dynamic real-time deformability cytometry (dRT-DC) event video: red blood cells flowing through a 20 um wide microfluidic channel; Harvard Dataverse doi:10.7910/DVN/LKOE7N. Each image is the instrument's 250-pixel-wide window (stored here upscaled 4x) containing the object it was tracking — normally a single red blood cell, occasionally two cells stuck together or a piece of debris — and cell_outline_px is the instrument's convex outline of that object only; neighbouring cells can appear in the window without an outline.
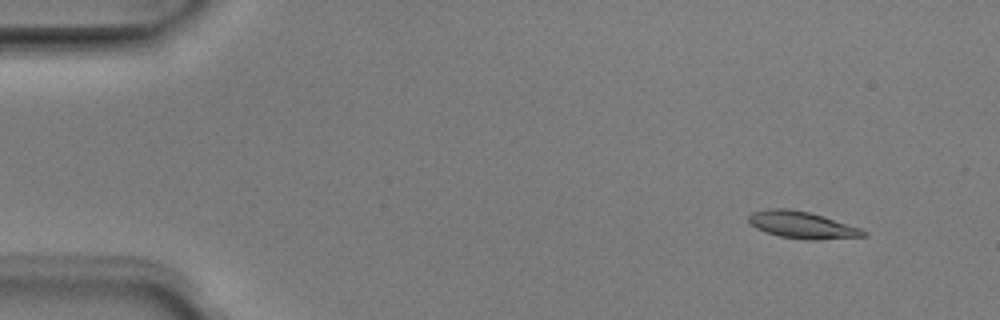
{"species": "Egyptian fruit bat (a non-hibernating species)", "species_latin": "Rousettus aegyptiacus", "temperature_condition": "room temperature", "stored_images_in_passage": 3, "camera_frame_rate_fps": 3000, "um_per_image_px": 0.085, "animal": {"sex": "male"}, "frame": {"image": 1, "passage_image": 1, "time_ms": 0.0, "image_size_px": [1000, 320], "cell_outline_px": [[868, 236], [812, 240], [804, 240], [780, 236], [764, 232], [756, 228], [748, 220], [748, 216], [752, 212], [768, 208], [788, 208], [808, 212], [824, 216], [860, 228], [868, 232]], "centroid_in_image_um": [68.17, 19.12], "position_along_channel_um": 16.8, "area_um2": 18.09}}
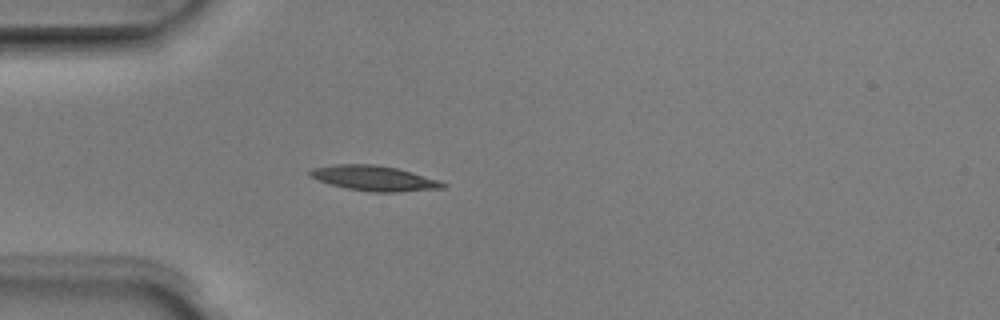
{"frame": {"image": 2, "passage_image": 3, "time_ms": 0.667, "image_size_px": [1000, 320], "cell_outline_px": [[448, 184], [444, 188], [400, 192], [372, 192], [348, 188], [332, 184], [308, 176], [308, 172], [312, 168], [336, 164], [376, 164], [396, 168], [412, 172], [440, 180]], "centroid_in_image_um": [31.84, 15.15], "position_along_channel_um": 53.2, "area_um2": 19.42}}